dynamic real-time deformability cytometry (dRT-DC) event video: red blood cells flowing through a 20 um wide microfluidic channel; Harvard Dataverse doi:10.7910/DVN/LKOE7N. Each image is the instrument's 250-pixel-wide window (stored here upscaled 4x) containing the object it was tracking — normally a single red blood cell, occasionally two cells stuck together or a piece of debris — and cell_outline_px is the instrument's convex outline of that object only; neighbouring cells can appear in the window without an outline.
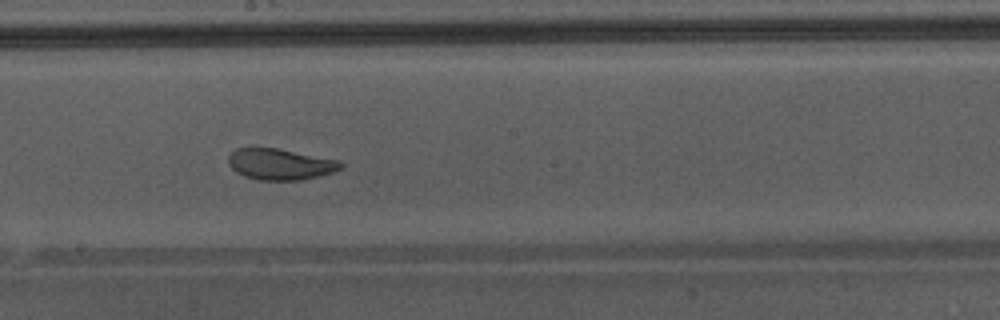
{"species": "Egyptian fruit bat (a non-hibernating species)", "species_latin": "Rousettus aegyptiacus", "temperature_condition": "warm", "stored_images_in_passage": 50, "camera_frame_rate_fps": 3000, "um_per_image_px": 0.085, "animal": {"sex": "male"}, "frame": {"image": 1, "passage_image": 29, "time_ms": 9.333, "image_size_px": [1000, 320], "cell_outline_px": [[344, 168], [332, 172], [300, 180], [260, 180], [244, 176], [236, 172], [228, 164], [228, 156], [236, 148], [276, 148], [340, 160], [344, 164]], "centroid_in_image_um": [23.82, 13.95], "position_along_channel_um": 224.4, "area_um2": 20.35}}